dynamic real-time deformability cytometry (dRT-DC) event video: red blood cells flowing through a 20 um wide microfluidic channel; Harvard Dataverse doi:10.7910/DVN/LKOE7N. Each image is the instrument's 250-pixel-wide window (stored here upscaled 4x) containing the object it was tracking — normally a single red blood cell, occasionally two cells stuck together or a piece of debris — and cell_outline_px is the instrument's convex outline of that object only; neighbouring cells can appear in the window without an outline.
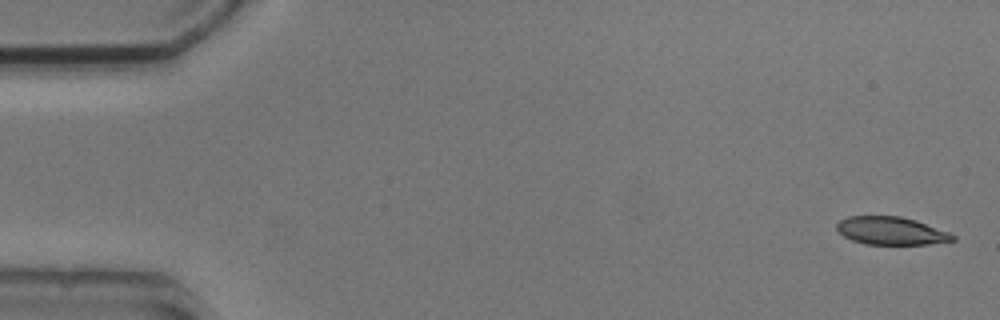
{"species": "common noctule bat (a hibernating species)", "species_latin": "Nyctalus noctula", "temperature_condition": "cold", "stored_images_in_passage": 5, "camera_frame_rate_fps": 3000, "um_per_image_px": 0.085, "animal": {"sex": "male", "body_mass_g": 20.5, "forearm_length_mm": 52.5}, "frame": {"image": 1, "passage_image": 1, "time_ms": 0.0, "image_size_px": [1000, 320], "cell_outline_px": [[956, 240], [928, 244], [864, 244], [852, 240], [844, 236], [836, 228], [836, 224], [840, 220], [848, 216], [900, 216], [916, 220], [948, 232], [956, 236]], "centroid_in_image_um": [75.74, 19.62], "position_along_channel_um": 9.3, "area_um2": 18.79}}
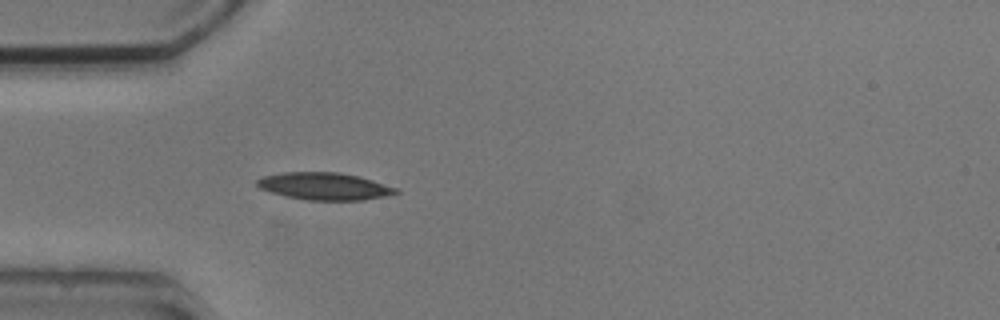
{"frame": {"image": 2, "passage_image": 5, "time_ms": 4.667, "image_size_px": [1000, 320], "cell_outline_px": [[400, 192], [384, 196], [364, 200], [308, 200], [284, 196], [260, 188], [256, 184], [256, 180], [264, 176], [284, 172], [340, 172], [360, 176], [396, 188]], "centroid_in_image_um": [27.57, 15.82], "position_along_channel_um": 57.4, "area_um2": 21.96}}